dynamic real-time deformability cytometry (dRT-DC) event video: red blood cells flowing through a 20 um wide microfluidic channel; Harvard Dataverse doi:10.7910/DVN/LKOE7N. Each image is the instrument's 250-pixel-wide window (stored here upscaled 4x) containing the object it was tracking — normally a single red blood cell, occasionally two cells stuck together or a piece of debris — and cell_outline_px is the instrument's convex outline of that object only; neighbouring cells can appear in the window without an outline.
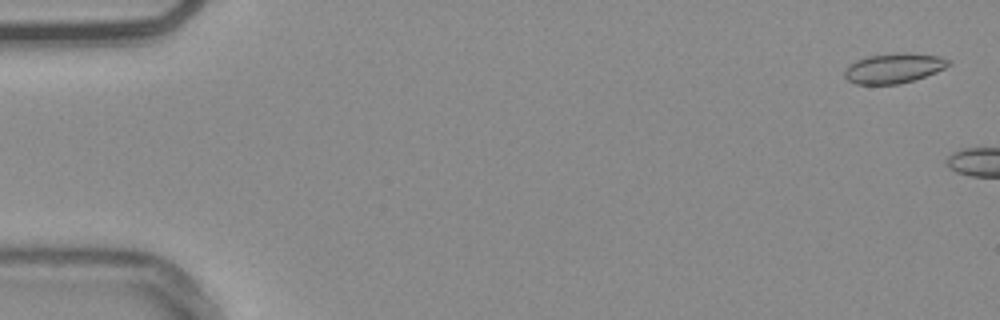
{"species": "common noctule bat (a hibernating species)", "species_latin": "Nyctalus noctula", "temperature_condition": "warm", "stored_images_in_passage": 6, "camera_frame_rate_fps": 3000, "um_per_image_px": 0.085, "animal": {"sex": "male", "body_mass_g": 20.4}, "frame": {"image": 1, "passage_image": 2, "time_ms": 0.333, "image_size_px": [1000, 320], "cell_outline_px": [[952, 64], [936, 72], [900, 84], [856, 84], [848, 80], [844, 76], [844, 68], [848, 64], [856, 60], [868, 56], [904, 52], [936, 56], [952, 60]], "centroid_in_image_um": [75.95, 5.79], "position_along_channel_um": 9.1, "area_um2": 18.09}}